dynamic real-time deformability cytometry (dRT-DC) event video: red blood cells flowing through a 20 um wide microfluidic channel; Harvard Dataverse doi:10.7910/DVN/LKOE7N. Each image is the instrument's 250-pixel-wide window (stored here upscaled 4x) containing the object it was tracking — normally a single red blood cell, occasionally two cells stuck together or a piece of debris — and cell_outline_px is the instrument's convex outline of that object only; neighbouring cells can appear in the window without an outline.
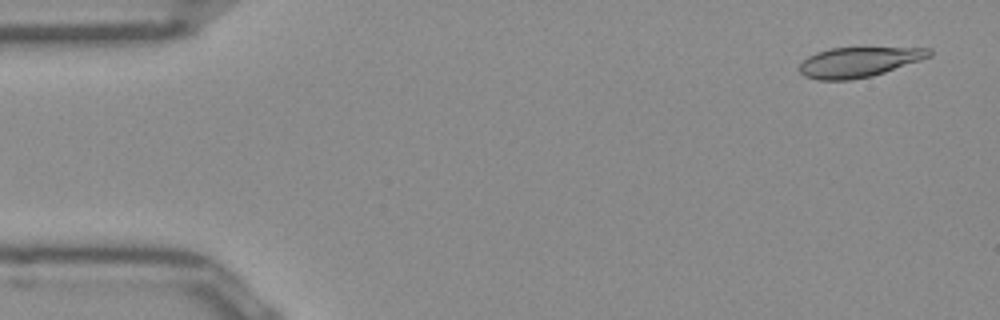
{"species": "Egyptian fruit bat (a non-hibernating species)", "species_latin": "Rousettus aegyptiacus", "temperature_condition": "room temperature", "stored_images_in_passage": 49, "camera_frame_rate_fps": 3000, "um_per_image_px": 0.085, "frame": {"image": 1, "passage_image": 1, "time_ms": 0.0, "image_size_px": [1000, 320], "cell_outline_px": [[932, 56], [872, 76], [852, 80], [816, 80], [804, 76], [800, 72], [800, 64], [808, 56], [816, 52], [828, 48], [932, 48]], "centroid_in_image_um": [72.97, 5.28], "position_along_channel_um": 12.0, "area_um2": 22.6}}
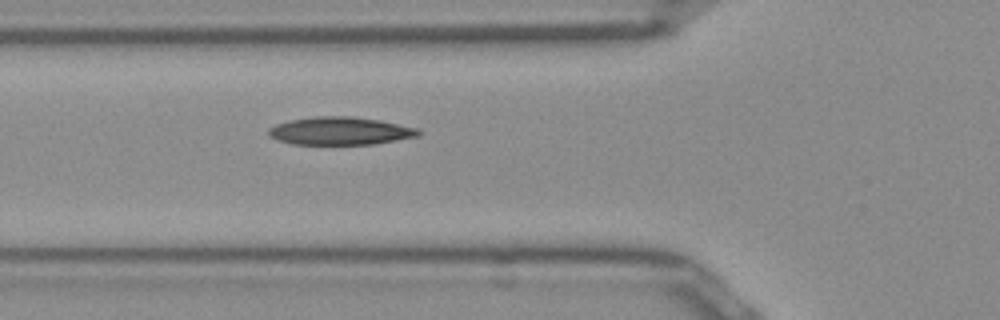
{"frame": {"image": 2, "passage_image": 16, "time_ms": 5.0, "image_size_px": [1000, 320], "cell_outline_px": [[424, 132], [416, 136], [396, 140], [372, 144], [292, 144], [276, 140], [268, 136], [268, 128], [276, 124], [288, 120], [316, 116], [352, 116], [380, 120], [420, 128]], "centroid_in_image_um": [28.9, 11.12], "position_along_channel_um": 96.9, "area_um2": 24.57}}
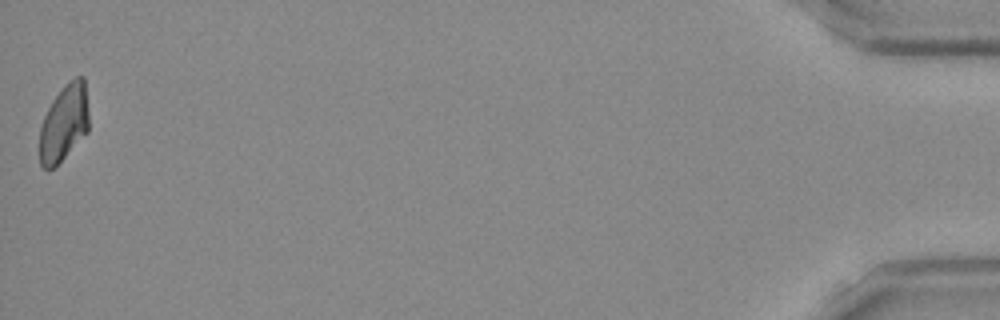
{"frame": {"image": 3, "passage_image": 49, "time_ms": 16.0, "image_size_px": [1000, 320], "cell_outline_px": [[88, 132], [52, 168], [44, 168], [40, 164], [40, 124], [52, 100], [76, 76], [84, 76], [88, 112]], "centroid_in_image_um": [5.44, 10.45], "position_along_channel_um": 429.8, "area_um2": 21.44}, "authors_computed_cell_mechanics": {"area_um2": 23.4668, "velocity_mm_per_s": 3.9416, "shape_relaxation_time_tau1_ms": 10.1967, "shape_relaxation_time_tau2_ms": 8.9836, "deformation_change_tau1": 0.2146, "deformation_change_tau2": 0.1197}}